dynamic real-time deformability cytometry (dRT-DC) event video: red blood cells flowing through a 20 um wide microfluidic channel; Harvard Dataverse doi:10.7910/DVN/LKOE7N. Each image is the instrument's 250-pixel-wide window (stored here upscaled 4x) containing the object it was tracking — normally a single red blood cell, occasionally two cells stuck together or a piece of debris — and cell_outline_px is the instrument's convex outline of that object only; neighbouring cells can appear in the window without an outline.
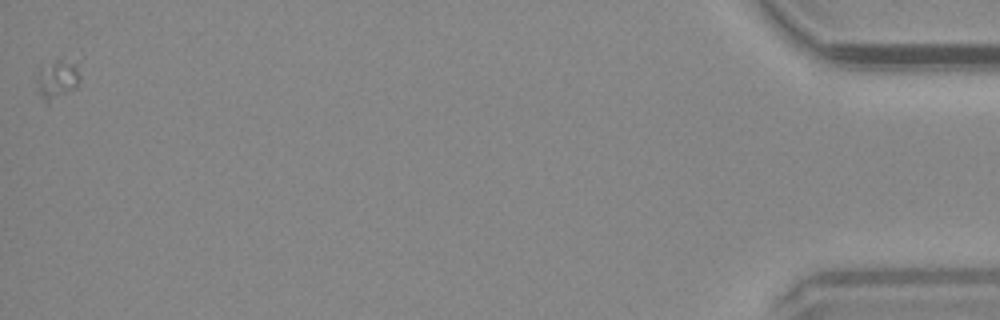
{"species": "common noctule bat (a hibernating species)", "species_latin": "Nyctalus noctula", "temperature_condition": "warm", "stored_images_in_passage": 43, "camera_frame_rate_fps": 3000, "um_per_image_px": 0.085, "animal": {"sex": "male", "body_mass_g": 20.4}, "frame": {"image": 1, "passage_image": 43, "time_ms": 14.0, "image_size_px": [1000, 320], "cell_outline_px": [[80, 80], [76, 88], [48, 108], [44, 108], [40, 96], [40, 68], [56, 60], [60, 60], [76, 64], [80, 76]], "centroid_in_image_um": [4.9, 6.92], "position_along_channel_um": 430.3, "area_um2": 10.0}}